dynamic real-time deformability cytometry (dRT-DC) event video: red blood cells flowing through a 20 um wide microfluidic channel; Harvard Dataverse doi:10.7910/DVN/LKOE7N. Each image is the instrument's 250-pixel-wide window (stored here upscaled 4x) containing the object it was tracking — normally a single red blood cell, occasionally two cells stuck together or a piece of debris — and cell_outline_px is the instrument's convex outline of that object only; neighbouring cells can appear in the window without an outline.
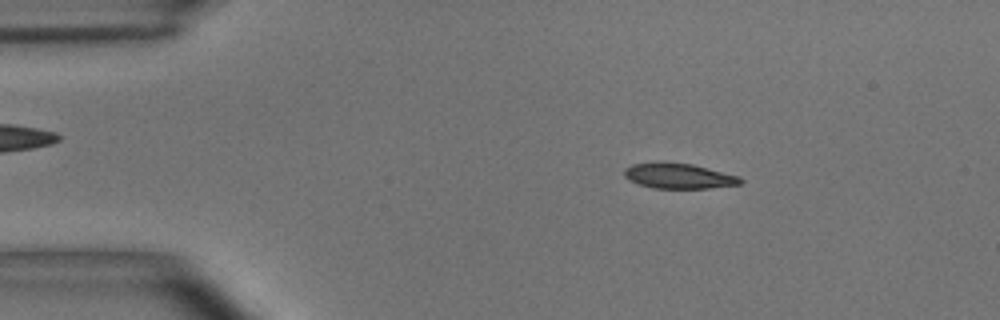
{"species": "common noctule bat (a hibernating species)", "species_latin": "Nyctalus noctula", "temperature_condition": "room temperature", "stored_images_in_passage": 4, "camera_frame_rate_fps": 3000, "um_per_image_px": 0.085, "animal": {"sex": "male", "body_mass_g": 15.6}, "frame": {"image": 1, "passage_image": 2, "time_ms": 0.333, "image_size_px": [1000, 320], "cell_outline_px": [[744, 180], [740, 184], [708, 188], [652, 188], [628, 180], [624, 176], [624, 168], [632, 164], [692, 164], [740, 176]], "centroid_in_image_um": [57.72, 14.99], "position_along_channel_um": 27.3, "area_um2": 16.59}}
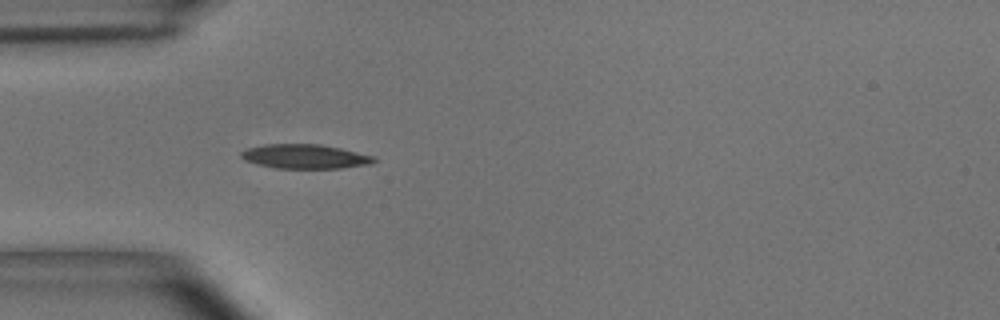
{"frame": {"image": 2, "passage_image": 4, "time_ms": 1.0, "image_size_px": [1000, 320], "cell_outline_px": [[376, 160], [372, 164], [340, 168], [276, 168], [244, 160], [240, 156], [240, 152], [248, 148], [264, 144], [320, 144], [340, 148], [372, 156]], "centroid_in_image_um": [25.9, 13.3], "position_along_channel_um": 59.1, "area_um2": 18.61}}